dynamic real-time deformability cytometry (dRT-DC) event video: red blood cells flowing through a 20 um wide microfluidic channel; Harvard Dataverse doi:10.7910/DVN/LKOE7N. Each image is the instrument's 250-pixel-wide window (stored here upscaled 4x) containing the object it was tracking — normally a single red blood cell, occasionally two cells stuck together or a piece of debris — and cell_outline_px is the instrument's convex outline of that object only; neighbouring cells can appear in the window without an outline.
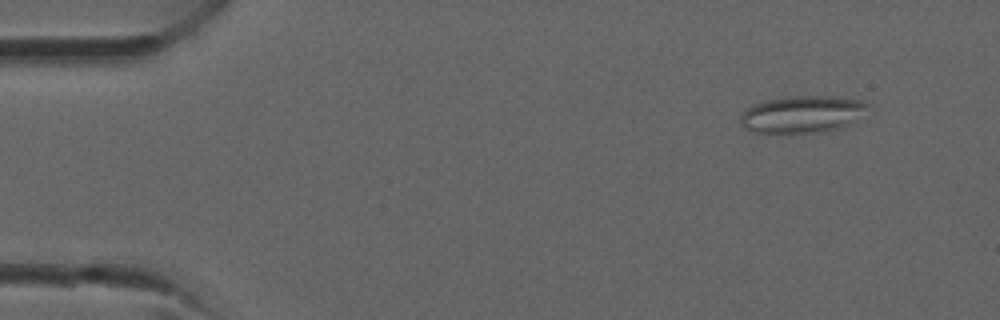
{"species": "common noctule bat (a hibernating species)", "species_latin": "Nyctalus noctula", "temperature_condition": "room temperature", "stored_images_in_passage": 35, "camera_frame_rate_fps": 3000, "um_per_image_px": 0.085, "animal": {"sex": "male", "forearm_length_mm": 52.5}, "frame": {"image": 1, "passage_image": 2, "time_ms": 0.333, "image_size_px": [1000, 320], "cell_outline_px": [[868, 104], [844, 124], [836, 128], [812, 132], [752, 132], [744, 128], [740, 120], [740, 116], [752, 104], [764, 100], [788, 96], [832, 96], [864, 100]], "centroid_in_image_um": [68.03, 9.68], "position_along_channel_um": 17.0, "area_um2": 26.41}}
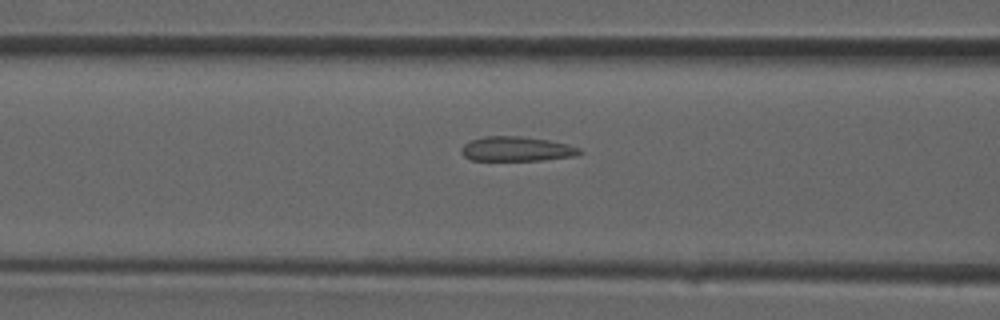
{"frame": {"image": 2, "passage_image": 13, "time_ms": 4.0, "image_size_px": [1000, 320], "cell_outline_px": [[584, 152], [576, 156], [544, 160], [472, 160], [464, 156], [460, 152], [460, 148], [464, 144], [472, 140], [484, 136], [520, 136], [548, 140], [568, 144], [580, 148]], "centroid_in_image_um": [43.93, 12.66], "position_along_channel_um": 122.7, "area_um2": 17.05}}
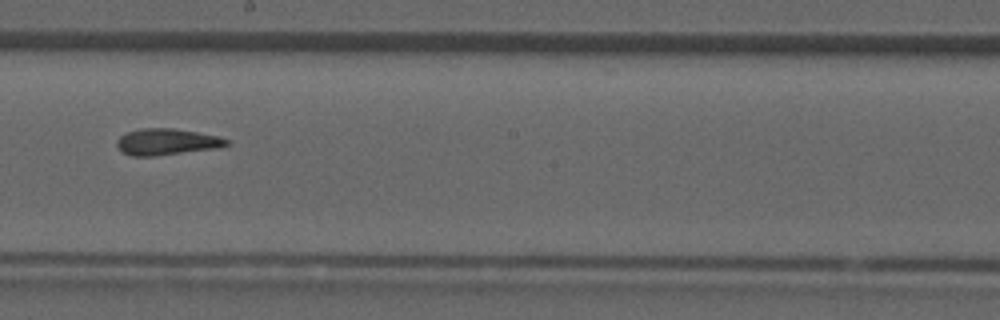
{"frame": {"image": 3, "passage_image": 19, "time_ms": 6.0, "image_size_px": [1000, 320], "cell_outline_px": [[232, 144], [216, 148], [152, 156], [132, 156], [124, 152], [116, 144], [116, 140], [120, 136], [128, 132], [140, 128], [172, 128], [220, 136], [228, 140]], "centroid_in_image_um": [14.19, 12.04], "position_along_channel_um": 234.0, "area_um2": 16.7}}